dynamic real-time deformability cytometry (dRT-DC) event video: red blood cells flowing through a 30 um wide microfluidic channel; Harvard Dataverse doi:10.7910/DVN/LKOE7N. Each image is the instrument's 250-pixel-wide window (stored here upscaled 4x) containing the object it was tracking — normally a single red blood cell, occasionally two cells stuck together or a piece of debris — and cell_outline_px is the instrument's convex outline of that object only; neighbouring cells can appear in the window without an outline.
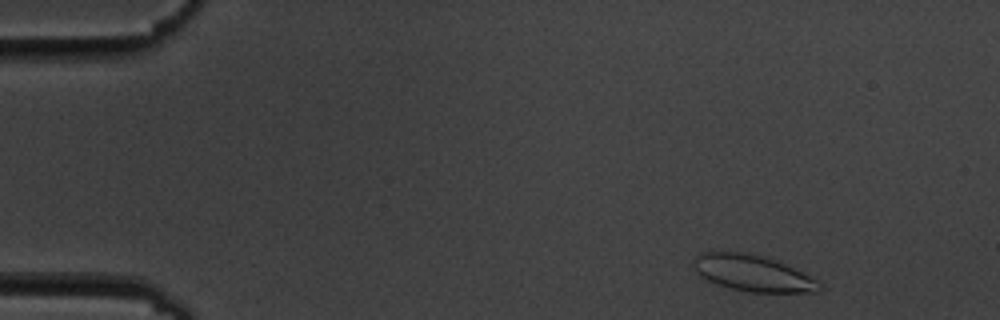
{"species": "common noctule bat (a hibernating species)", "species_latin": "Nyctalus noctula", "temperature_condition": "cold", "stored_images_in_passage": 3, "camera_frame_rate_fps": 3000, "um_per_image_px": 0.085, "animal": {"sex": "male", "body_mass_g": 19.5, "forearm_length_mm": 54.6}, "frame": {"image": 1, "passage_image": 1, "time_ms": 0.0, "image_size_px": [1000, 320], "cell_outline_px": [[820, 288], [816, 292], [752, 292], [732, 288], [716, 284], [700, 276], [696, 272], [692, 264], [692, 256], [700, 252], [748, 252], [768, 256], [816, 280], [820, 284]], "centroid_in_image_um": [63.89, 23.19], "position_along_channel_um": 21.1, "area_um2": 26.53}}
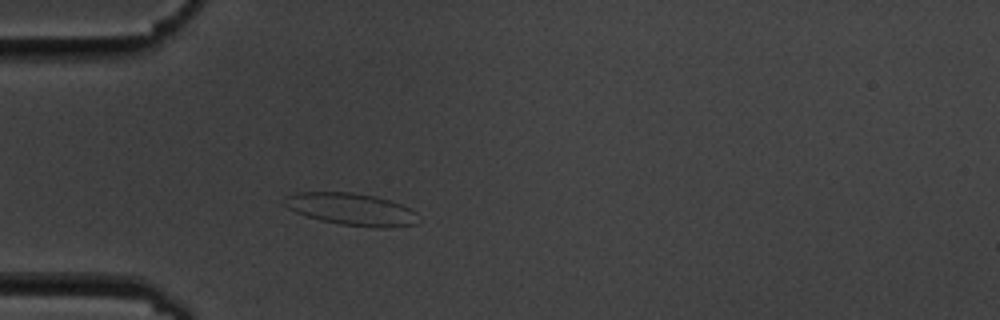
{"frame": {"image": 2, "passage_image": 3, "time_ms": 3.333, "image_size_px": [1000, 320], "cell_outline_px": [[416, 224], [384, 228], [376, 228], [340, 224], [320, 220], [296, 212], [288, 208], [284, 204], [284, 196], [296, 192], [352, 192], [376, 196], [400, 204], [416, 212]], "centroid_in_image_um": [29.83, 17.78], "position_along_channel_um": 55.2, "area_um2": 24.97}}